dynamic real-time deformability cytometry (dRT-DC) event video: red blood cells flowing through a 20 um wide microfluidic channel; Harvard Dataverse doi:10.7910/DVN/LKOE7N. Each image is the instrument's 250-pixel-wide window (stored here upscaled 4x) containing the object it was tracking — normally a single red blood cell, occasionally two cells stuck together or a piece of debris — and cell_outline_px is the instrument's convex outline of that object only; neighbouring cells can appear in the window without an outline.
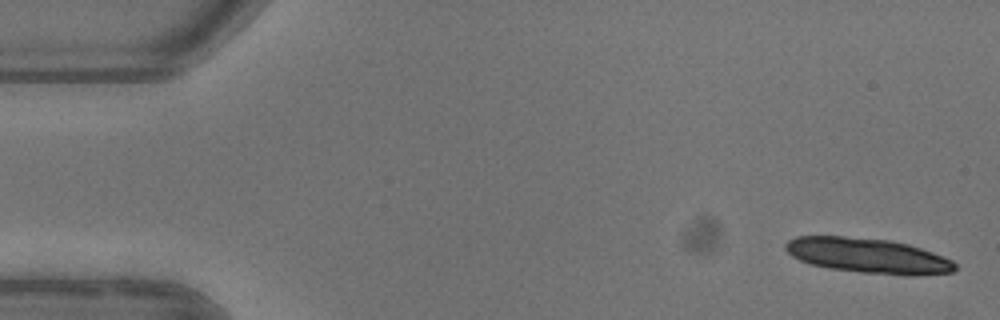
{"species": "common noctule bat (a hibernating species)", "species_latin": "Nyctalus noctula", "temperature_condition": "warm", "stored_images_in_passage": 4, "camera_frame_rate_fps": 3000, "um_per_image_px": 0.085, "animal": {"sex": "female"}, "frame": {"image": 1, "passage_image": 1, "time_ms": 0.0, "image_size_px": [1000, 320], "cell_outline_px": [[956, 268], [952, 272], [916, 276], [912, 276], [860, 272], [828, 268], [812, 264], [800, 260], [792, 256], [784, 248], [784, 244], [788, 240], [796, 236], [844, 236], [888, 240], [908, 244], [932, 252], [952, 260], [956, 264]], "centroid_in_image_um": [73.77, 21.73], "position_along_channel_um": 11.2, "area_um2": 34.56}}